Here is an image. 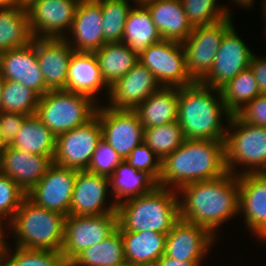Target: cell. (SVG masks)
Wrapping results in <instances>:
<instances>
[{"label":"cell","mask_w":266,"mask_h":266,"mask_svg":"<svg viewBox=\"0 0 266 266\" xmlns=\"http://www.w3.org/2000/svg\"><path fill=\"white\" fill-rule=\"evenodd\" d=\"M177 193L180 219L207 228L215 237L220 225L239 214L238 176L231 172L188 183Z\"/></svg>","instance_id":"1"},{"label":"cell","mask_w":266,"mask_h":266,"mask_svg":"<svg viewBox=\"0 0 266 266\" xmlns=\"http://www.w3.org/2000/svg\"><path fill=\"white\" fill-rule=\"evenodd\" d=\"M224 140H187L162 160L158 186L178 190L227 173Z\"/></svg>","instance_id":"2"},{"label":"cell","mask_w":266,"mask_h":266,"mask_svg":"<svg viewBox=\"0 0 266 266\" xmlns=\"http://www.w3.org/2000/svg\"><path fill=\"white\" fill-rule=\"evenodd\" d=\"M224 116L228 122L232 114L225 108L220 89L201 82L179 88L177 121L185 139L225 140Z\"/></svg>","instance_id":"3"},{"label":"cell","mask_w":266,"mask_h":266,"mask_svg":"<svg viewBox=\"0 0 266 266\" xmlns=\"http://www.w3.org/2000/svg\"><path fill=\"white\" fill-rule=\"evenodd\" d=\"M116 213L119 231L168 234L180 219L177 190L157 186L147 194L119 203Z\"/></svg>","instance_id":"4"},{"label":"cell","mask_w":266,"mask_h":266,"mask_svg":"<svg viewBox=\"0 0 266 266\" xmlns=\"http://www.w3.org/2000/svg\"><path fill=\"white\" fill-rule=\"evenodd\" d=\"M66 216L36 205L27 196L7 224L15 246L61 252Z\"/></svg>","instance_id":"5"},{"label":"cell","mask_w":266,"mask_h":266,"mask_svg":"<svg viewBox=\"0 0 266 266\" xmlns=\"http://www.w3.org/2000/svg\"><path fill=\"white\" fill-rule=\"evenodd\" d=\"M226 124L227 171L237 176L266 172V127L246 123L237 114L232 115ZM238 165L243 168L241 171L235 169Z\"/></svg>","instance_id":"6"},{"label":"cell","mask_w":266,"mask_h":266,"mask_svg":"<svg viewBox=\"0 0 266 266\" xmlns=\"http://www.w3.org/2000/svg\"><path fill=\"white\" fill-rule=\"evenodd\" d=\"M99 104L91 98L66 90H50L39 97L35 116L57 137L86 124Z\"/></svg>","instance_id":"7"},{"label":"cell","mask_w":266,"mask_h":266,"mask_svg":"<svg viewBox=\"0 0 266 266\" xmlns=\"http://www.w3.org/2000/svg\"><path fill=\"white\" fill-rule=\"evenodd\" d=\"M233 25V19L225 18L215 24L197 26L182 42L187 73L194 82H201L208 75L222 38Z\"/></svg>","instance_id":"8"},{"label":"cell","mask_w":266,"mask_h":266,"mask_svg":"<svg viewBox=\"0 0 266 266\" xmlns=\"http://www.w3.org/2000/svg\"><path fill=\"white\" fill-rule=\"evenodd\" d=\"M138 58L161 87L181 88L194 83L187 73L185 52L180 42L161 40L150 45Z\"/></svg>","instance_id":"9"},{"label":"cell","mask_w":266,"mask_h":266,"mask_svg":"<svg viewBox=\"0 0 266 266\" xmlns=\"http://www.w3.org/2000/svg\"><path fill=\"white\" fill-rule=\"evenodd\" d=\"M102 138L98 116L56 137L54 164L78 171L86 170Z\"/></svg>","instance_id":"10"},{"label":"cell","mask_w":266,"mask_h":266,"mask_svg":"<svg viewBox=\"0 0 266 266\" xmlns=\"http://www.w3.org/2000/svg\"><path fill=\"white\" fill-rule=\"evenodd\" d=\"M117 229V213L99 216L68 215L65 219L61 254L69 263L83 249L106 239Z\"/></svg>","instance_id":"11"},{"label":"cell","mask_w":266,"mask_h":266,"mask_svg":"<svg viewBox=\"0 0 266 266\" xmlns=\"http://www.w3.org/2000/svg\"><path fill=\"white\" fill-rule=\"evenodd\" d=\"M96 115L103 140L124 160L135 147L143 143L144 127L133 110H118L99 104Z\"/></svg>","instance_id":"12"},{"label":"cell","mask_w":266,"mask_h":266,"mask_svg":"<svg viewBox=\"0 0 266 266\" xmlns=\"http://www.w3.org/2000/svg\"><path fill=\"white\" fill-rule=\"evenodd\" d=\"M78 4V0H36L33 2L27 8L33 37L65 38L71 29Z\"/></svg>","instance_id":"13"},{"label":"cell","mask_w":266,"mask_h":266,"mask_svg":"<svg viewBox=\"0 0 266 266\" xmlns=\"http://www.w3.org/2000/svg\"><path fill=\"white\" fill-rule=\"evenodd\" d=\"M253 54L236 33L233 25L224 34L213 67L201 83L211 88L220 89L239 72L250 66Z\"/></svg>","instance_id":"14"},{"label":"cell","mask_w":266,"mask_h":266,"mask_svg":"<svg viewBox=\"0 0 266 266\" xmlns=\"http://www.w3.org/2000/svg\"><path fill=\"white\" fill-rule=\"evenodd\" d=\"M77 173L76 169L53 164L27 197L38 206L68 216Z\"/></svg>","instance_id":"15"},{"label":"cell","mask_w":266,"mask_h":266,"mask_svg":"<svg viewBox=\"0 0 266 266\" xmlns=\"http://www.w3.org/2000/svg\"><path fill=\"white\" fill-rule=\"evenodd\" d=\"M109 187V177L93 174L86 170L78 171L74 182L69 215L99 216L106 213H116L117 204L113 201L114 199L110 200V204H107L109 202H107L106 196L110 192Z\"/></svg>","instance_id":"16"},{"label":"cell","mask_w":266,"mask_h":266,"mask_svg":"<svg viewBox=\"0 0 266 266\" xmlns=\"http://www.w3.org/2000/svg\"><path fill=\"white\" fill-rule=\"evenodd\" d=\"M0 75L4 80L23 84L39 97L50 91L37 61L36 38L25 46L0 53Z\"/></svg>","instance_id":"17"},{"label":"cell","mask_w":266,"mask_h":266,"mask_svg":"<svg viewBox=\"0 0 266 266\" xmlns=\"http://www.w3.org/2000/svg\"><path fill=\"white\" fill-rule=\"evenodd\" d=\"M239 213L245 226L266 243V172L238 175Z\"/></svg>","instance_id":"18"},{"label":"cell","mask_w":266,"mask_h":266,"mask_svg":"<svg viewBox=\"0 0 266 266\" xmlns=\"http://www.w3.org/2000/svg\"><path fill=\"white\" fill-rule=\"evenodd\" d=\"M216 240L207 228L179 219L167 234L164 255L180 261H202Z\"/></svg>","instance_id":"19"},{"label":"cell","mask_w":266,"mask_h":266,"mask_svg":"<svg viewBox=\"0 0 266 266\" xmlns=\"http://www.w3.org/2000/svg\"><path fill=\"white\" fill-rule=\"evenodd\" d=\"M161 86L151 71L140 62L110 86L106 106L118 110H134Z\"/></svg>","instance_id":"20"},{"label":"cell","mask_w":266,"mask_h":266,"mask_svg":"<svg viewBox=\"0 0 266 266\" xmlns=\"http://www.w3.org/2000/svg\"><path fill=\"white\" fill-rule=\"evenodd\" d=\"M102 20L101 0H82L64 39L74 51L96 52L105 44Z\"/></svg>","instance_id":"21"},{"label":"cell","mask_w":266,"mask_h":266,"mask_svg":"<svg viewBox=\"0 0 266 266\" xmlns=\"http://www.w3.org/2000/svg\"><path fill=\"white\" fill-rule=\"evenodd\" d=\"M54 164V156L28 153L5 146L1 152V173L16 182L27 194Z\"/></svg>","instance_id":"22"},{"label":"cell","mask_w":266,"mask_h":266,"mask_svg":"<svg viewBox=\"0 0 266 266\" xmlns=\"http://www.w3.org/2000/svg\"><path fill=\"white\" fill-rule=\"evenodd\" d=\"M73 48L64 38H36L37 61L49 90H66Z\"/></svg>","instance_id":"23"},{"label":"cell","mask_w":266,"mask_h":266,"mask_svg":"<svg viewBox=\"0 0 266 266\" xmlns=\"http://www.w3.org/2000/svg\"><path fill=\"white\" fill-rule=\"evenodd\" d=\"M109 89L95 53L73 51L68 64L66 91L85 95L98 104L99 91L106 90L109 95Z\"/></svg>","instance_id":"24"},{"label":"cell","mask_w":266,"mask_h":266,"mask_svg":"<svg viewBox=\"0 0 266 266\" xmlns=\"http://www.w3.org/2000/svg\"><path fill=\"white\" fill-rule=\"evenodd\" d=\"M162 38L184 42L193 31L180 0H144L142 2Z\"/></svg>","instance_id":"25"},{"label":"cell","mask_w":266,"mask_h":266,"mask_svg":"<svg viewBox=\"0 0 266 266\" xmlns=\"http://www.w3.org/2000/svg\"><path fill=\"white\" fill-rule=\"evenodd\" d=\"M179 88L160 87L133 111L144 128L177 121Z\"/></svg>","instance_id":"26"},{"label":"cell","mask_w":266,"mask_h":266,"mask_svg":"<svg viewBox=\"0 0 266 266\" xmlns=\"http://www.w3.org/2000/svg\"><path fill=\"white\" fill-rule=\"evenodd\" d=\"M135 5L137 6L133 5L128 14L121 42L139 56L150 45L160 42L162 38L149 9L142 2H136Z\"/></svg>","instance_id":"27"},{"label":"cell","mask_w":266,"mask_h":266,"mask_svg":"<svg viewBox=\"0 0 266 266\" xmlns=\"http://www.w3.org/2000/svg\"><path fill=\"white\" fill-rule=\"evenodd\" d=\"M110 193L119 203L154 190L158 182L146 171H139L123 160L109 177Z\"/></svg>","instance_id":"28"},{"label":"cell","mask_w":266,"mask_h":266,"mask_svg":"<svg viewBox=\"0 0 266 266\" xmlns=\"http://www.w3.org/2000/svg\"><path fill=\"white\" fill-rule=\"evenodd\" d=\"M123 238L125 260L152 266L164 253L167 234L155 231H119Z\"/></svg>","instance_id":"29"},{"label":"cell","mask_w":266,"mask_h":266,"mask_svg":"<svg viewBox=\"0 0 266 266\" xmlns=\"http://www.w3.org/2000/svg\"><path fill=\"white\" fill-rule=\"evenodd\" d=\"M94 53L102 77L109 87L139 62L138 55L123 42L105 43Z\"/></svg>","instance_id":"30"},{"label":"cell","mask_w":266,"mask_h":266,"mask_svg":"<svg viewBox=\"0 0 266 266\" xmlns=\"http://www.w3.org/2000/svg\"><path fill=\"white\" fill-rule=\"evenodd\" d=\"M27 8H0V53L22 47L33 40Z\"/></svg>","instance_id":"31"},{"label":"cell","mask_w":266,"mask_h":266,"mask_svg":"<svg viewBox=\"0 0 266 266\" xmlns=\"http://www.w3.org/2000/svg\"><path fill=\"white\" fill-rule=\"evenodd\" d=\"M11 147L32 154L55 156L56 136L35 115L28 116Z\"/></svg>","instance_id":"32"},{"label":"cell","mask_w":266,"mask_h":266,"mask_svg":"<svg viewBox=\"0 0 266 266\" xmlns=\"http://www.w3.org/2000/svg\"><path fill=\"white\" fill-rule=\"evenodd\" d=\"M125 261L123 238L116 229L106 239L83 249L68 266H115Z\"/></svg>","instance_id":"33"},{"label":"cell","mask_w":266,"mask_h":266,"mask_svg":"<svg viewBox=\"0 0 266 266\" xmlns=\"http://www.w3.org/2000/svg\"><path fill=\"white\" fill-rule=\"evenodd\" d=\"M225 108L237 114L247 103L260 96V90L250 67L239 72L220 88Z\"/></svg>","instance_id":"34"},{"label":"cell","mask_w":266,"mask_h":266,"mask_svg":"<svg viewBox=\"0 0 266 266\" xmlns=\"http://www.w3.org/2000/svg\"><path fill=\"white\" fill-rule=\"evenodd\" d=\"M9 245L5 239L1 250V266H68L61 252L18 246L13 249Z\"/></svg>","instance_id":"35"},{"label":"cell","mask_w":266,"mask_h":266,"mask_svg":"<svg viewBox=\"0 0 266 266\" xmlns=\"http://www.w3.org/2000/svg\"><path fill=\"white\" fill-rule=\"evenodd\" d=\"M185 140L178 121L169 124L144 128L143 142L163 160L174 152Z\"/></svg>","instance_id":"36"},{"label":"cell","mask_w":266,"mask_h":266,"mask_svg":"<svg viewBox=\"0 0 266 266\" xmlns=\"http://www.w3.org/2000/svg\"><path fill=\"white\" fill-rule=\"evenodd\" d=\"M132 0H101L105 43L121 42Z\"/></svg>","instance_id":"37"},{"label":"cell","mask_w":266,"mask_h":266,"mask_svg":"<svg viewBox=\"0 0 266 266\" xmlns=\"http://www.w3.org/2000/svg\"><path fill=\"white\" fill-rule=\"evenodd\" d=\"M2 111L24 115H35L39 96L19 82L4 80L2 95Z\"/></svg>","instance_id":"38"},{"label":"cell","mask_w":266,"mask_h":266,"mask_svg":"<svg viewBox=\"0 0 266 266\" xmlns=\"http://www.w3.org/2000/svg\"><path fill=\"white\" fill-rule=\"evenodd\" d=\"M192 27L208 26L225 18L233 19L229 8L218 5V0H180Z\"/></svg>","instance_id":"39"},{"label":"cell","mask_w":266,"mask_h":266,"mask_svg":"<svg viewBox=\"0 0 266 266\" xmlns=\"http://www.w3.org/2000/svg\"><path fill=\"white\" fill-rule=\"evenodd\" d=\"M27 196L24 190L11 178L0 173V224L7 225ZM4 222V223H3Z\"/></svg>","instance_id":"40"},{"label":"cell","mask_w":266,"mask_h":266,"mask_svg":"<svg viewBox=\"0 0 266 266\" xmlns=\"http://www.w3.org/2000/svg\"><path fill=\"white\" fill-rule=\"evenodd\" d=\"M123 160L124 159L101 138L86 171L110 177Z\"/></svg>","instance_id":"41"},{"label":"cell","mask_w":266,"mask_h":266,"mask_svg":"<svg viewBox=\"0 0 266 266\" xmlns=\"http://www.w3.org/2000/svg\"><path fill=\"white\" fill-rule=\"evenodd\" d=\"M125 161L139 171H146L157 182L162 173V160L144 142L135 147Z\"/></svg>","instance_id":"42"},{"label":"cell","mask_w":266,"mask_h":266,"mask_svg":"<svg viewBox=\"0 0 266 266\" xmlns=\"http://www.w3.org/2000/svg\"><path fill=\"white\" fill-rule=\"evenodd\" d=\"M237 115L246 123L266 127V94L255 97Z\"/></svg>","instance_id":"43"},{"label":"cell","mask_w":266,"mask_h":266,"mask_svg":"<svg viewBox=\"0 0 266 266\" xmlns=\"http://www.w3.org/2000/svg\"><path fill=\"white\" fill-rule=\"evenodd\" d=\"M28 115L0 112V137L4 146H10Z\"/></svg>","instance_id":"44"},{"label":"cell","mask_w":266,"mask_h":266,"mask_svg":"<svg viewBox=\"0 0 266 266\" xmlns=\"http://www.w3.org/2000/svg\"><path fill=\"white\" fill-rule=\"evenodd\" d=\"M249 67L257 80L260 93L266 94V57H258L253 54Z\"/></svg>","instance_id":"45"},{"label":"cell","mask_w":266,"mask_h":266,"mask_svg":"<svg viewBox=\"0 0 266 266\" xmlns=\"http://www.w3.org/2000/svg\"><path fill=\"white\" fill-rule=\"evenodd\" d=\"M201 262L202 261H180L163 254L152 266H200L202 264Z\"/></svg>","instance_id":"46"},{"label":"cell","mask_w":266,"mask_h":266,"mask_svg":"<svg viewBox=\"0 0 266 266\" xmlns=\"http://www.w3.org/2000/svg\"><path fill=\"white\" fill-rule=\"evenodd\" d=\"M232 2L234 1V4L236 3V5L238 4L239 7L242 6L243 8H252L255 4L254 0H231Z\"/></svg>","instance_id":"47"},{"label":"cell","mask_w":266,"mask_h":266,"mask_svg":"<svg viewBox=\"0 0 266 266\" xmlns=\"http://www.w3.org/2000/svg\"><path fill=\"white\" fill-rule=\"evenodd\" d=\"M36 0H14V4L18 7L28 8Z\"/></svg>","instance_id":"48"},{"label":"cell","mask_w":266,"mask_h":266,"mask_svg":"<svg viewBox=\"0 0 266 266\" xmlns=\"http://www.w3.org/2000/svg\"><path fill=\"white\" fill-rule=\"evenodd\" d=\"M14 5V0H0V8H8Z\"/></svg>","instance_id":"49"},{"label":"cell","mask_w":266,"mask_h":266,"mask_svg":"<svg viewBox=\"0 0 266 266\" xmlns=\"http://www.w3.org/2000/svg\"><path fill=\"white\" fill-rule=\"evenodd\" d=\"M115 266H146V265L125 261V262H123L119 265H115Z\"/></svg>","instance_id":"50"},{"label":"cell","mask_w":266,"mask_h":266,"mask_svg":"<svg viewBox=\"0 0 266 266\" xmlns=\"http://www.w3.org/2000/svg\"><path fill=\"white\" fill-rule=\"evenodd\" d=\"M3 83H4V79L0 75V112L2 111L1 95H2Z\"/></svg>","instance_id":"51"},{"label":"cell","mask_w":266,"mask_h":266,"mask_svg":"<svg viewBox=\"0 0 266 266\" xmlns=\"http://www.w3.org/2000/svg\"><path fill=\"white\" fill-rule=\"evenodd\" d=\"M5 236H0V258H1V250H2V246H3V243L5 241ZM1 260V259H0Z\"/></svg>","instance_id":"52"},{"label":"cell","mask_w":266,"mask_h":266,"mask_svg":"<svg viewBox=\"0 0 266 266\" xmlns=\"http://www.w3.org/2000/svg\"><path fill=\"white\" fill-rule=\"evenodd\" d=\"M262 6L264 7L262 9L264 12H262V13H263L264 18H265L264 20L266 21V0L263 1Z\"/></svg>","instance_id":"53"},{"label":"cell","mask_w":266,"mask_h":266,"mask_svg":"<svg viewBox=\"0 0 266 266\" xmlns=\"http://www.w3.org/2000/svg\"><path fill=\"white\" fill-rule=\"evenodd\" d=\"M5 228L0 224V236H5Z\"/></svg>","instance_id":"54"},{"label":"cell","mask_w":266,"mask_h":266,"mask_svg":"<svg viewBox=\"0 0 266 266\" xmlns=\"http://www.w3.org/2000/svg\"><path fill=\"white\" fill-rule=\"evenodd\" d=\"M4 148H5V146L3 145L2 141H1V137H0V153L3 151Z\"/></svg>","instance_id":"55"},{"label":"cell","mask_w":266,"mask_h":266,"mask_svg":"<svg viewBox=\"0 0 266 266\" xmlns=\"http://www.w3.org/2000/svg\"><path fill=\"white\" fill-rule=\"evenodd\" d=\"M134 1L136 3V2H143L144 0H133L132 2H134Z\"/></svg>","instance_id":"56"},{"label":"cell","mask_w":266,"mask_h":266,"mask_svg":"<svg viewBox=\"0 0 266 266\" xmlns=\"http://www.w3.org/2000/svg\"><path fill=\"white\" fill-rule=\"evenodd\" d=\"M0 173H1V153H0Z\"/></svg>","instance_id":"57"}]
</instances>
